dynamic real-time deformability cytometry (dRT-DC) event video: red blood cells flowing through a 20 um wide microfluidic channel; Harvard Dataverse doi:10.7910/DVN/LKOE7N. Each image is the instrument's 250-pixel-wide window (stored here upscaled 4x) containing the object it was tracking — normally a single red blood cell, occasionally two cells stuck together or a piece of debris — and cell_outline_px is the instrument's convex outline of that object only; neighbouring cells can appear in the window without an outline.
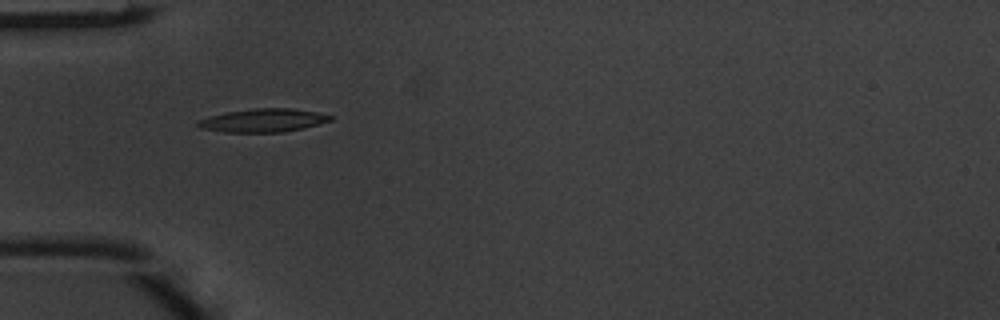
{"species": "common noctule bat (a hibernating species)", "species_latin": "Nyctalus noctula", "temperature_condition": "warm", "stored_images_in_passage": 3, "camera_frame_rate_fps": 3000, "um_per_image_px": 0.085, "animal": {"sex": "male", "body_mass_g": 20.1, "forearm_length_mm": 53.5}, "frame": {"image": 1, "passage_image": 2, "time_ms": 0.333, "image_size_px": [1000, 320], "cell_outline_px": [[332, 120], [304, 128], [284, 132], [224, 132], [200, 128], [196, 124], [196, 120], [228, 112], [256, 108], [292, 108], [316, 112], [332, 116]], "centroid_in_image_um": [22.37, 10.24], "position_along_channel_um": 62.6, "area_um2": 17.86}}